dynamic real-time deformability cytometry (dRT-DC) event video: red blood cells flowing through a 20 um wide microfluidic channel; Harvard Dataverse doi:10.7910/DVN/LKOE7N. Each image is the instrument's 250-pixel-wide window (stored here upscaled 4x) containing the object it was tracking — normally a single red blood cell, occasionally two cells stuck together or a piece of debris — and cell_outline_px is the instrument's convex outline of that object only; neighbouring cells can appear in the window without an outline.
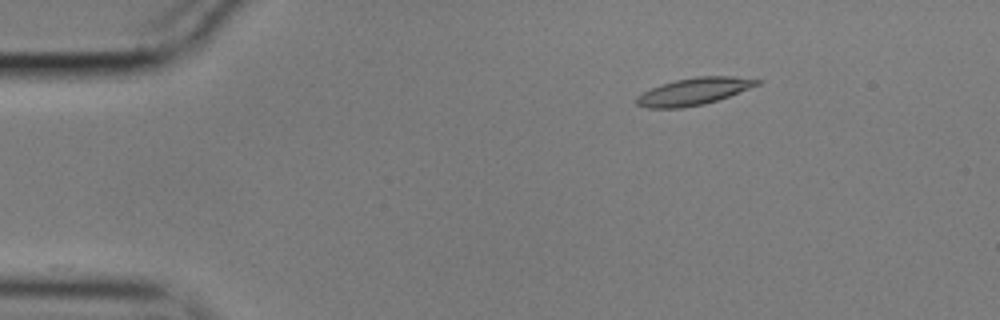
{"species": "common noctule bat (a hibernating species)", "species_latin": "Nyctalus noctula", "temperature_condition": "cold", "stored_images_in_passage": 49, "camera_frame_rate_fps": 3000, "um_per_image_px": 0.085, "animal": {"sex": "male", "body_mass_g": 17.9}, "frame": {"image": 1, "passage_image": 1, "time_ms": 0.0, "image_size_px": [1000, 320], "cell_outline_px": [[764, 80], [760, 84], [728, 96], [704, 104], [680, 108], [648, 108], [636, 104], [636, 96], [660, 84], [676, 80], [696, 76], [732, 76]], "centroid_in_image_um": [58.97, 7.76], "position_along_channel_um": 26.0, "area_um2": 18.9}}
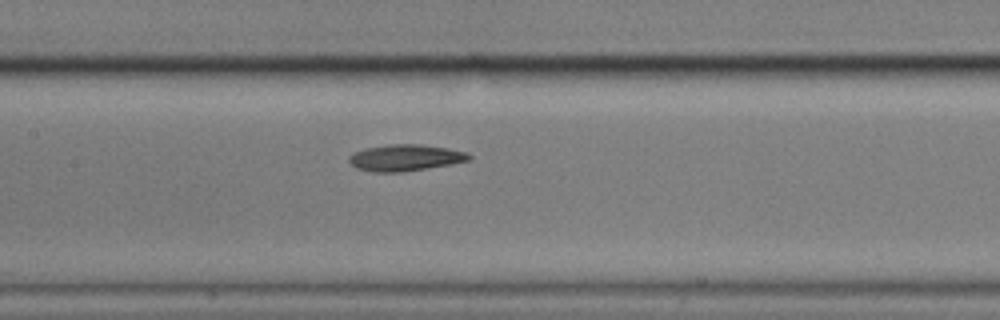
{"frame": {"image": 2, "passage_image": 19, "time_ms": 6.0, "image_size_px": [1000, 320], "cell_outline_px": [[472, 156], [468, 160], [452, 164], [404, 172], [372, 172], [356, 168], [348, 160], [348, 156], [352, 152], [368, 148], [388, 144], [420, 144], [448, 148], [464, 152]], "centroid_in_image_um": [34.41, 13.41], "position_along_channel_um": 173.0, "area_um2": 18.5}}
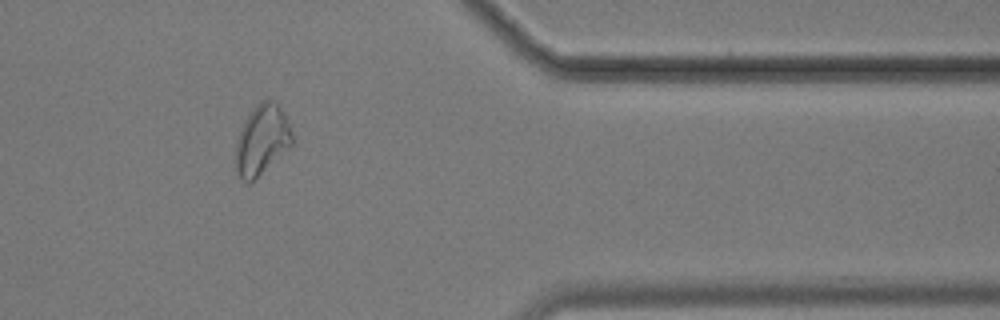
{"frame": {"image": 3, "passage_image": 39, "time_ms": 12.667, "image_size_px": [1000, 320], "cell_outline_px": [[292, 144], [288, 148], [248, 184], [236, 172], [236, 140], [240, 128], [244, 120], [252, 108], [260, 100], [268, 96], [276, 100], [288, 120], [292, 132]], "centroid_in_image_um": [22.25, 11.79], "position_along_channel_um": 389.1, "area_um2": 23.06}, "authors_computed_cell_mechanics": {"area_um2": 18.6694, "velocity_mm_per_s": 3.5351, "shape_relaxation_time_tau1_ms": 11.142, "shape_relaxation_time_tau2_ms": null, "deformation_change_tau1": 0.213, "deformation_change_tau2": null}}